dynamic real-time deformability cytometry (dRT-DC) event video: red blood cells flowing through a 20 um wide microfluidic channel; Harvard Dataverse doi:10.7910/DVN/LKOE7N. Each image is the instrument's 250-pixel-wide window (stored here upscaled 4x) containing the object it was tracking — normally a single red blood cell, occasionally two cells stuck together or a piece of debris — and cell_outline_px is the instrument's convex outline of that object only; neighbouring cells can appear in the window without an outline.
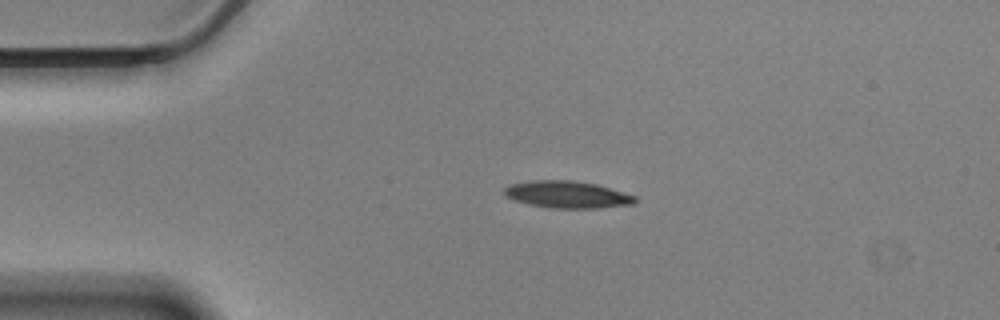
{"species": "Egyptian fruit bat (a non-hibernating species)", "species_latin": "Rousettus aegyptiacus", "temperature_condition": "cold", "stored_images_in_passage": 46, "camera_frame_rate_fps": 3000, "um_per_image_px": 0.085, "animal": {"sex": "male"}, "frame": {"image": 1, "passage_image": 1, "time_ms": 0.0, "image_size_px": [1000, 320], "cell_outline_px": [[636, 200], [632, 204], [596, 208], [552, 208], [528, 204], [504, 196], [504, 188], [512, 184], [528, 180], [572, 180], [596, 184], [636, 196]], "centroid_in_image_um": [48.18, 16.53], "position_along_channel_um": 36.8, "area_um2": 20.46}}
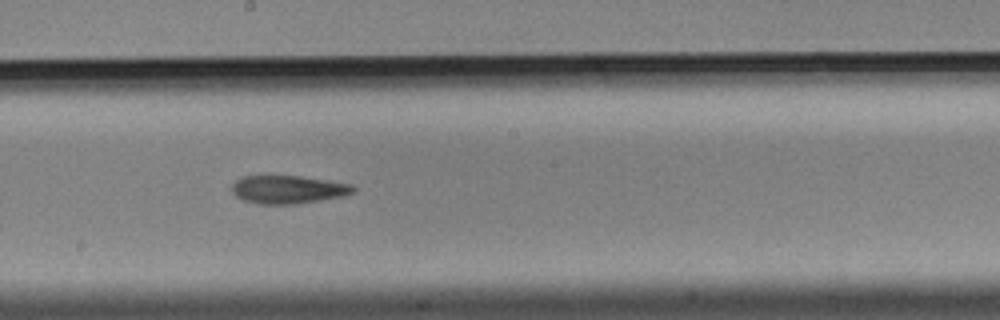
{"frame": {"image": 2, "passage_image": 20, "time_ms": 6.333, "image_size_px": [1000, 320], "cell_outline_px": [[356, 188], [352, 192], [344, 196], [296, 204], [256, 204], [244, 200], [236, 196], [232, 192], [232, 184], [240, 176], [300, 176], [328, 180], [352, 184]], "centroid_in_image_um": [24.47, 16.1], "position_along_channel_um": 223.7, "area_um2": 19.94}}
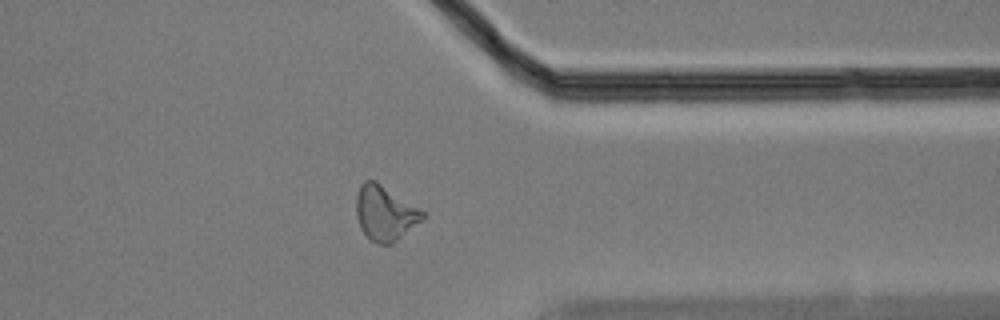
{"frame": {"image": 3, "passage_image": 34, "time_ms": 11.0, "image_size_px": [1000, 320], "cell_outline_px": [[424, 216], [420, 220], [392, 244], [376, 244], [360, 228], [356, 216], [356, 196], [360, 184], [364, 180], [376, 180], [420, 208], [424, 212]], "centroid_in_image_um": [32.68, 18.08], "position_along_channel_um": 378.7, "area_um2": 21.04}, "authors_computed_cell_mechanics": {"area_um2": 20.5479, "velocity_mm_per_s": 3.4621, "shape_relaxation_time_tau1_ms": 7.0313, "shape_relaxation_time_tau2_ms": null, "deformation_change_tau1": 0.1996, "deformation_change_tau2": null}}